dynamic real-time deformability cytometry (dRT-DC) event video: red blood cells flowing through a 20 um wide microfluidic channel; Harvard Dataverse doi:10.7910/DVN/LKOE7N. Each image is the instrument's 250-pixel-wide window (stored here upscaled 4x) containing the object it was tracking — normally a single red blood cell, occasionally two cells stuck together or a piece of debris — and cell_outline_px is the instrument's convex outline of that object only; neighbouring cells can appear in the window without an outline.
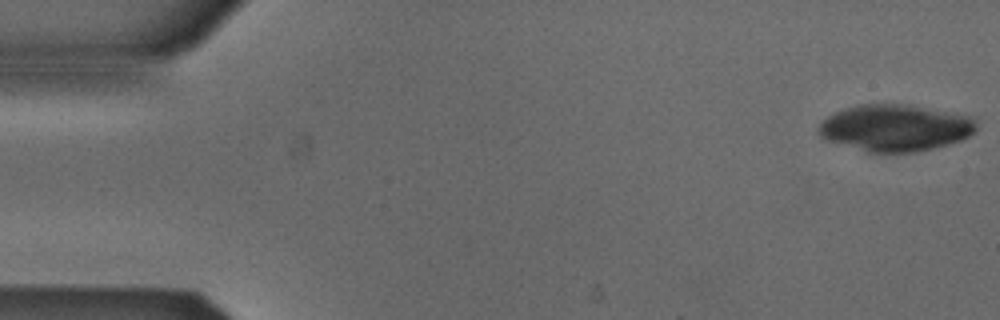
{"species": "Egyptian fruit bat (a non-hibernating species)", "species_latin": "Rousettus aegyptiacus", "temperature_condition": "cold", "stored_images_in_passage": 53, "camera_frame_rate_fps": 3000, "um_per_image_px": 0.085, "animal": {"sex": "male"}, "frame": {"image": 1, "passage_image": 1, "time_ms": 0.0, "image_size_px": [1000, 320], "cell_outline_px": [[976, 132], [960, 140], [932, 148], [912, 152], [868, 152], [828, 140], [820, 136], [816, 132], [816, 128], [828, 116], [844, 108], [860, 104], [900, 104], [976, 116]], "centroid_in_image_um": [76.1, 10.86], "position_along_channel_um": 8.9, "area_um2": 42.66}}
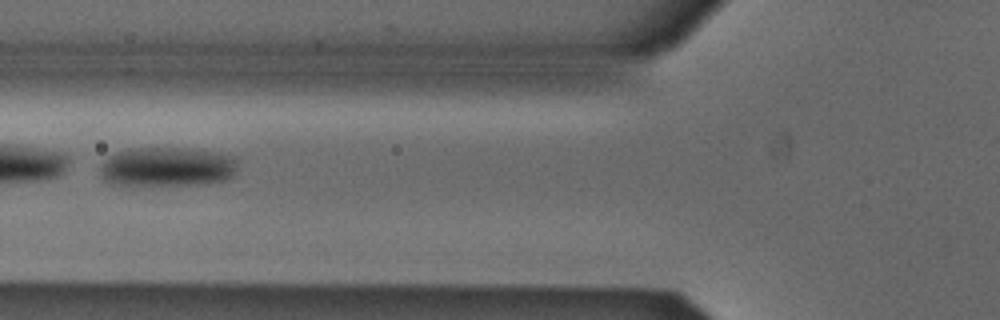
{"frame": {"image": 2, "passage_image": 20, "time_ms": 6.333, "image_size_px": [1000, 320], "cell_outline_px": [[236, 168], [232, 176], [224, 180], [208, 184], [108, 184], [100, 176], [100, 164], [108, 156], [116, 152], [128, 148], [188, 148], [216, 152], [236, 156]], "centroid_in_image_um": [14.19, 14.16], "position_along_channel_um": 111.6, "area_um2": 31.73}}
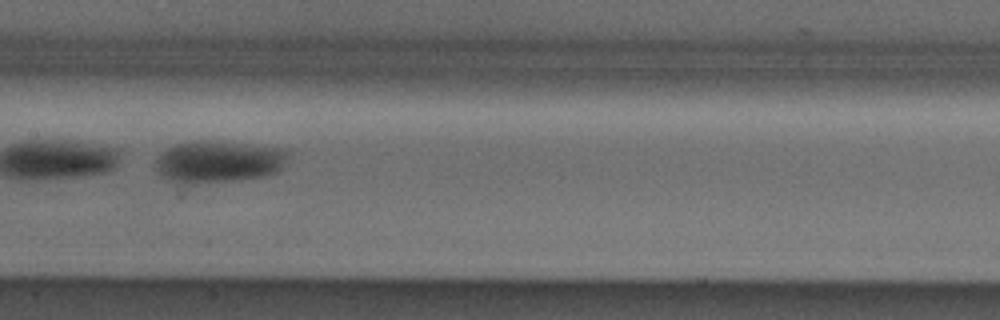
{"frame": {"image": 3, "passage_image": 26, "time_ms": 8.333, "image_size_px": [1000, 320], "cell_outline_px": [[292, 152], [280, 168], [276, 172], [260, 176], [240, 180], [192, 184], [180, 184], [168, 180], [160, 176], [156, 172], [156, 160], [160, 152], [176, 144], [200, 140], [212, 140], [288, 148]], "centroid_in_image_um": [18.56, 13.73], "position_along_channel_um": 188.8, "area_um2": 33.0}}